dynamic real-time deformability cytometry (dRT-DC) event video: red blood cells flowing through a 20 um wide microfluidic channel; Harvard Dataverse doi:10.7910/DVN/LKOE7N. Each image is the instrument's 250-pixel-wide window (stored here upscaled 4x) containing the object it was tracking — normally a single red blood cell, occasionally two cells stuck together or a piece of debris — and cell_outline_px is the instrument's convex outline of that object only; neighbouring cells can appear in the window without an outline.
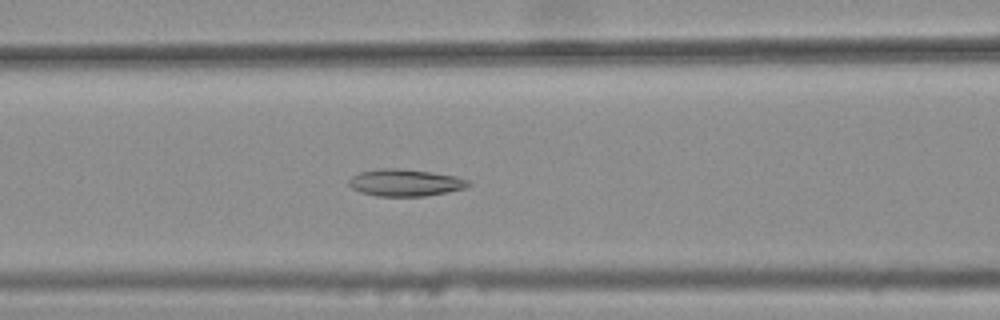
{"species": "common noctule bat (a hibernating species)", "species_latin": "Nyctalus noctula", "temperature_condition": "warm", "stored_images_in_passage": 29, "camera_frame_rate_fps": 3000, "um_per_image_px": 0.085, "animal": {"sex": "female", "body_mass_g": 25.1}, "frame": {"image": 1, "passage_image": 6, "time_ms": 1.667, "image_size_px": [1000, 320], "cell_outline_px": [[472, 184], [464, 188], [448, 192], [424, 196], [376, 196], [360, 192], [352, 188], [348, 184], [348, 180], [352, 176], [360, 172], [376, 168], [396, 168], [432, 172], [456, 176], [468, 180]], "centroid_in_image_um": [34.42, 15.52], "position_along_channel_um": 132.2, "area_um2": 18.9}}
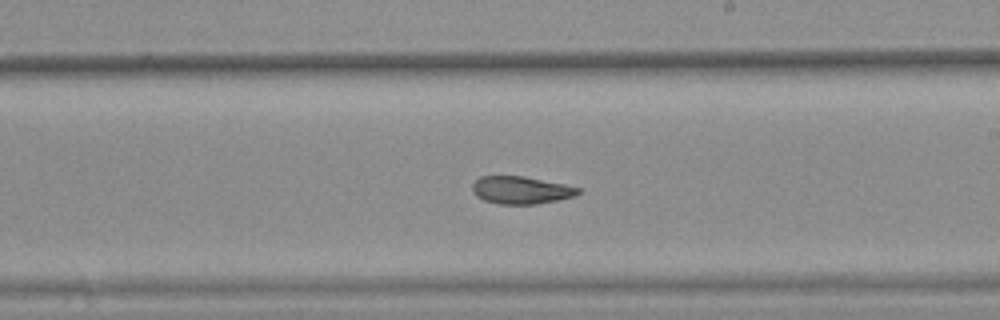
{"frame": {"image": 2, "passage_image": 15, "time_ms": 4.667, "image_size_px": [1000, 320], "cell_outline_px": [[584, 188], [580, 192], [572, 196], [556, 200], [536, 204], [500, 204], [484, 200], [476, 196], [472, 188], [472, 184], [480, 176], [524, 176]], "centroid_in_image_um": [44.29, 16.15], "position_along_channel_um": 244.7, "area_um2": 16.94}}
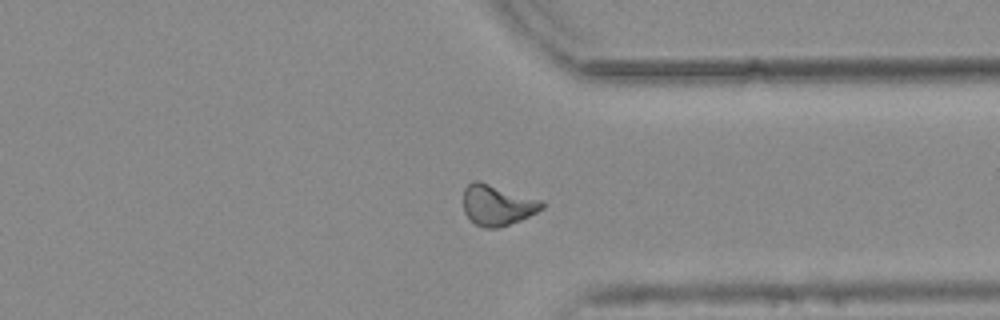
{"frame": {"image": 3, "passage_image": 25, "time_ms": 8.0, "image_size_px": [1000, 320], "cell_outline_px": [[544, 208], [520, 220], [496, 228], [484, 228], [476, 224], [464, 212], [464, 188], [472, 180], [480, 180], [544, 200]], "centroid_in_image_um": [42.29, 17.39], "position_along_channel_um": 369.1, "area_um2": 18.79}, "authors_computed_cell_mechanics": {"area_um2": 17.8024, "velocity_mm_per_s": 3.7614, "shape_relaxation_time_tau1_ms": null, "shape_relaxation_time_tau2_ms": 3.1573, "deformation_change_tau1": null, "deformation_change_tau2": 0.0978}}